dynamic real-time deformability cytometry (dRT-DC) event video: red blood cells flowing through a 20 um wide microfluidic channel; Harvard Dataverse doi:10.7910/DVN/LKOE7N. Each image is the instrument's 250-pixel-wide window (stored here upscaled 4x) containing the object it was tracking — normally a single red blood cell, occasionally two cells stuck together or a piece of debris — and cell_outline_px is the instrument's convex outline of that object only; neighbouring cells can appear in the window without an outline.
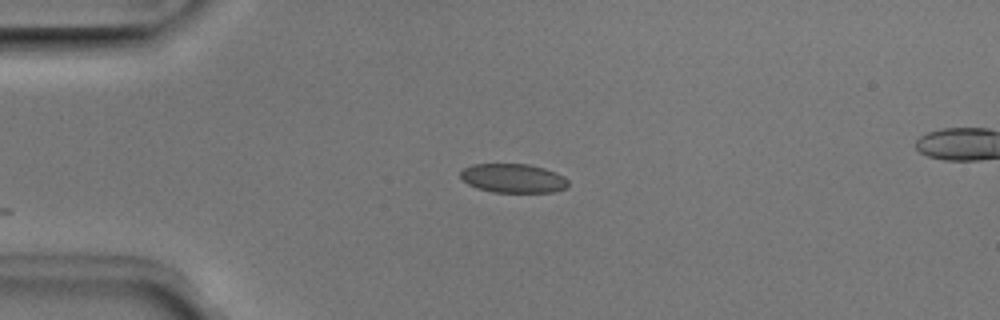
{"species": "Egyptian fruit bat (a non-hibernating species)", "species_latin": "Rousettus aegyptiacus", "temperature_condition": "room temperature", "stored_images_in_passage": 19, "camera_frame_rate_fps": 3000, "um_per_image_px": 0.085, "animal": {"sex": "male"}, "frame": {"image": 1, "passage_image": 1, "time_ms": 0.0, "image_size_px": [1000, 320], "cell_outline_px": [[568, 188], [552, 192], [492, 192], [476, 188], [468, 184], [460, 176], [460, 172], [464, 168], [472, 164], [528, 164], [544, 168], [556, 172], [564, 176], [568, 180]], "centroid_in_image_um": [43.63, 15.15], "position_along_channel_um": 41.4, "area_um2": 18.32}}
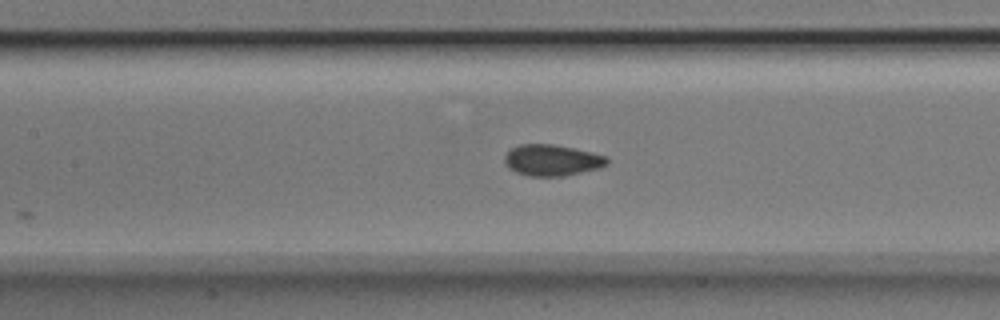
{"frame": {"image": 2, "passage_image": 12, "time_ms": 3.667, "image_size_px": [1000, 320], "cell_outline_px": [[608, 164], [600, 168], [564, 176], [528, 176], [516, 172], [508, 168], [504, 164], [504, 156], [512, 148], [520, 144], [552, 144], [576, 148], [608, 156]], "centroid_in_image_um": [46.93, 13.62], "position_along_channel_um": 160.5, "area_um2": 18.84}}
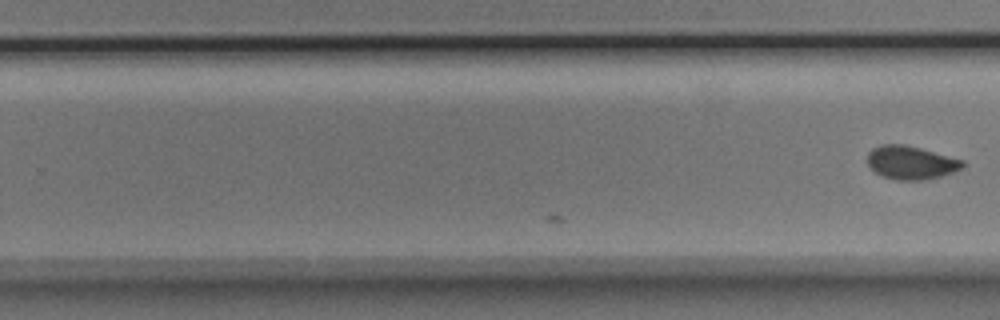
{"frame": {"image": 3, "passage_image": 19, "time_ms": 6.0, "image_size_px": [1000, 320], "cell_outline_px": [[964, 168], [940, 176], [924, 180], [896, 180], [884, 176], [876, 172], [868, 164], [868, 152], [872, 148], [880, 144], [904, 144], [920, 148], [964, 160]], "centroid_in_image_um": [77.43, 13.81], "position_along_channel_um": 252.4, "area_um2": 18.44}}